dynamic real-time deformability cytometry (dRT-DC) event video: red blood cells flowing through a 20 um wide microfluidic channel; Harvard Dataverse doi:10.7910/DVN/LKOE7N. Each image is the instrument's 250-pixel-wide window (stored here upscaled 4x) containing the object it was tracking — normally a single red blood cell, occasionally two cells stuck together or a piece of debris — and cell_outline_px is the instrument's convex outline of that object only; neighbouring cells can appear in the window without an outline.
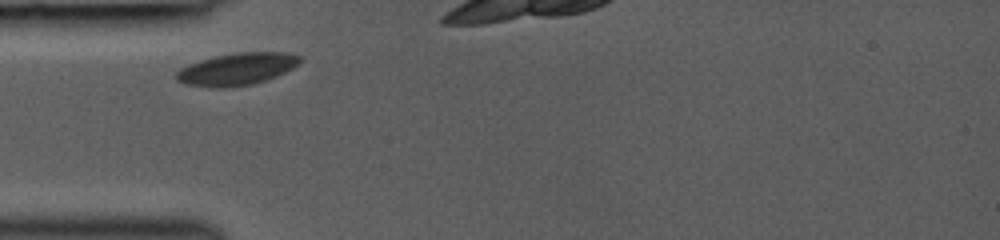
{"species": "common noctule bat (a hibernating species)", "species_latin": "Nyctalus noctula", "temperature_condition": "room temperature", "stored_images_in_passage": 4, "camera_frame_rate_fps": 3000, "um_per_image_px": 0.085, "animal": {"sex": "female", "body_mass_g": 19.0, "forearm_length_mm": 53.3}, "frame": {"image": 1, "passage_image": 1, "time_ms": 0.0, "image_size_px": [1000, 240], "cell_outline_px": [[304, 60], [292, 68], [268, 80], [252, 84], [224, 88], [212, 88], [184, 84], [176, 80], [176, 72], [180, 68], [188, 64], [200, 60], [216, 56], [240, 52], [288, 52], [304, 56]], "centroid_in_image_um": [20.16, 5.87], "position_along_channel_um": 64.8, "area_um2": 23.47}}
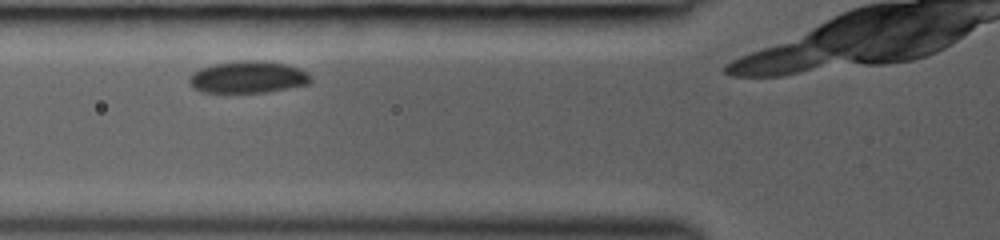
{"frame": {"image": 2, "passage_image": 2, "time_ms": 1.0, "image_size_px": [1000, 240], "cell_outline_px": [[312, 80], [308, 84], [264, 92], [200, 92], [192, 88], [188, 80], [188, 76], [192, 72], [200, 68], [216, 64], [240, 60], [264, 60], [284, 64], [308, 72], [312, 76]], "centroid_in_image_um": [21.04, 6.55], "position_along_channel_um": 104.8, "area_um2": 22.66}}